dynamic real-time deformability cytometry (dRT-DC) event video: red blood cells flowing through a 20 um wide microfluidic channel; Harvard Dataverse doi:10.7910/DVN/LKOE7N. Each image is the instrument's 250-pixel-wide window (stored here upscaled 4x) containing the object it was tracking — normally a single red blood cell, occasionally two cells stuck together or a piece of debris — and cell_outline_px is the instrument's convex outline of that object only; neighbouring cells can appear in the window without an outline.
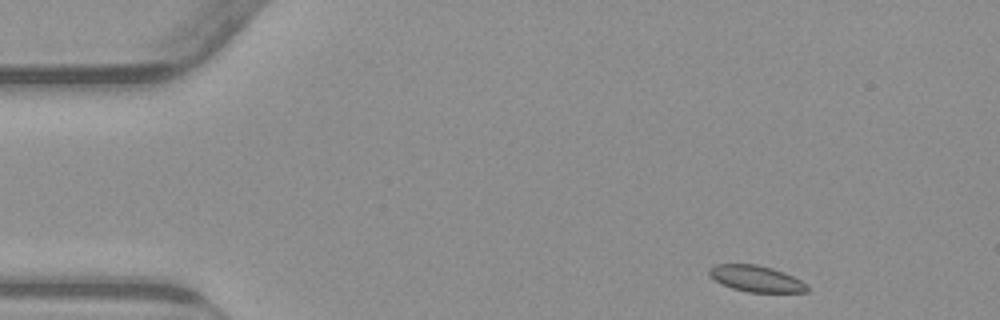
{"species": "common noctule bat (a hibernating species)", "species_latin": "Nyctalus noctula", "temperature_condition": "warm", "stored_images_in_passage": 49, "camera_frame_rate_fps": 3000, "um_per_image_px": 0.085, "animal": {"sex": "male", "body_mass_g": 23.1, "forearm_length_mm": 52.7}, "frame": {"image": 1, "passage_image": 1, "time_ms": 0.0, "image_size_px": [1000, 320], "cell_outline_px": [[808, 292], [748, 292], [732, 288], [720, 284], [708, 276], [708, 268], [716, 264], [756, 264], [772, 268], [784, 272], [808, 284]], "centroid_in_image_um": [64.23, 23.68], "position_along_channel_um": 20.8, "area_um2": 15.14}}
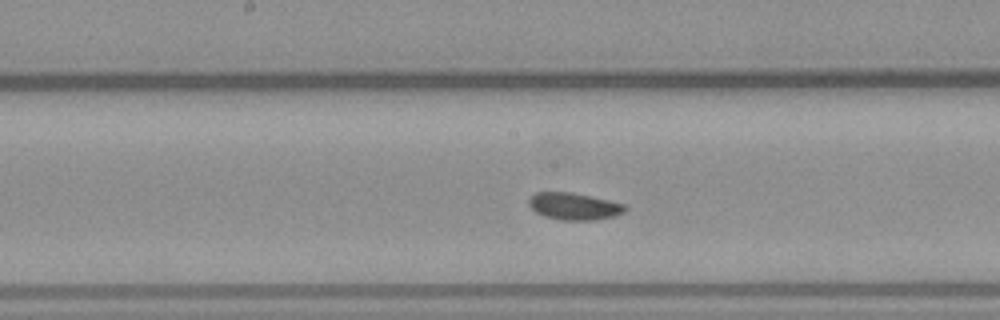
{"frame": {"image": 2, "passage_image": 22, "time_ms": 7.0, "image_size_px": [1000, 320], "cell_outline_px": [[628, 208], [624, 212], [616, 216], [592, 220], [560, 220], [544, 216], [536, 212], [528, 204], [528, 200], [536, 192], [572, 192], [608, 200], [624, 204]], "centroid_in_image_um": [48.8, 17.54], "position_along_channel_um": 199.4, "area_um2": 15.14}}
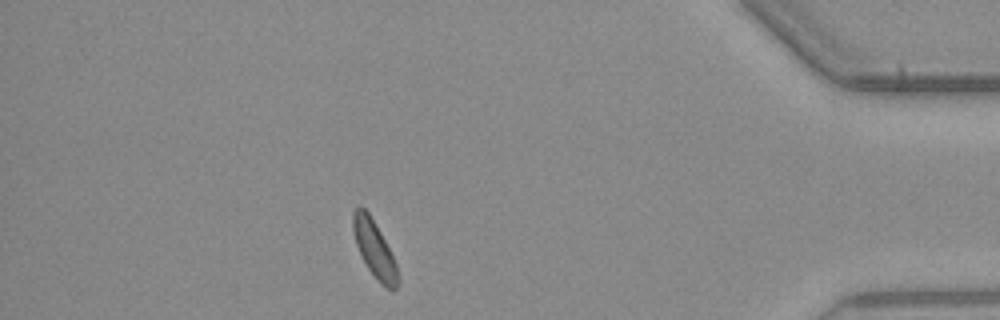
{"frame": {"image": 3, "passage_image": 42, "time_ms": 13.667, "image_size_px": [1000, 320], "cell_outline_px": [[400, 280], [396, 288], [392, 292], [368, 268], [356, 244], [352, 232], [352, 212], [356, 204], [360, 204], [368, 212], [380, 232], [396, 264], [400, 276]], "centroid_in_image_um": [31.8, 21.1], "position_along_channel_um": 403.4, "area_um2": 14.57}}